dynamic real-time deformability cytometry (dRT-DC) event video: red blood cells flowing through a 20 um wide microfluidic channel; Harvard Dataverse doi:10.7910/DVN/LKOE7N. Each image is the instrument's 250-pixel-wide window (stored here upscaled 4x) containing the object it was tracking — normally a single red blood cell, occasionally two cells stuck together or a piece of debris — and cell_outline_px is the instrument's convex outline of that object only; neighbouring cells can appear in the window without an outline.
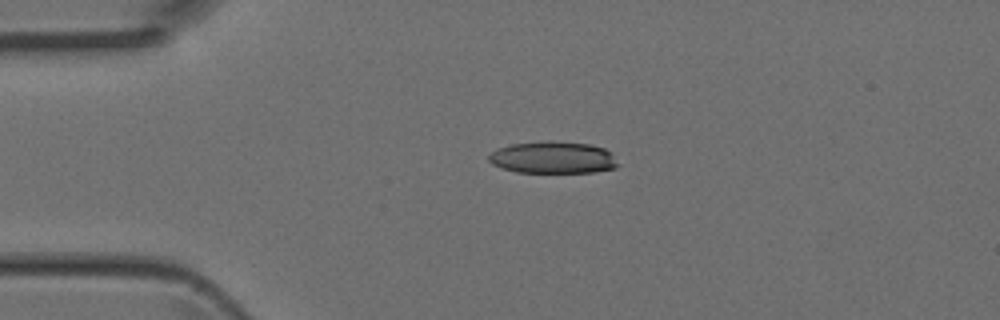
{"species": "Egyptian fruit bat (a non-hibernating species)", "species_latin": "Rousettus aegyptiacus", "temperature_condition": "room temperature", "stored_images_in_passage": 3, "camera_frame_rate_fps": 3000, "um_per_image_px": 0.085, "animal": {"sex": "female"}, "frame": {"image": 1, "passage_image": 2, "time_ms": 0.333, "image_size_px": [1000, 320], "cell_outline_px": [[620, 164], [616, 168], [592, 172], [516, 172], [492, 164], [488, 160], [488, 156], [496, 148], [512, 144], [588, 144], [604, 148], [612, 152]], "centroid_in_image_um": [47.04, 13.44], "position_along_channel_um": 38.0, "area_um2": 23.12}}